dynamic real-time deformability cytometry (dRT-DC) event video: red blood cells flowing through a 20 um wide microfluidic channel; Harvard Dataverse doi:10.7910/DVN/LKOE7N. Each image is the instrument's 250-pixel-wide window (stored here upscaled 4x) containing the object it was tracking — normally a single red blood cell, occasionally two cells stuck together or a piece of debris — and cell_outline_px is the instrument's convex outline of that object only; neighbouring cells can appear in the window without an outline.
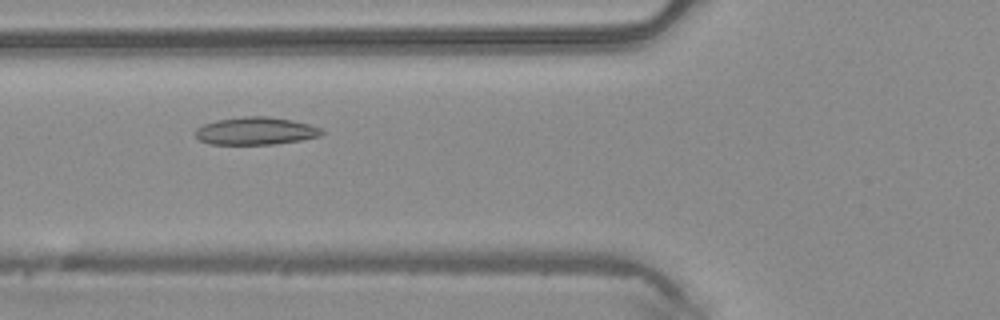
{"species": "common noctule bat (a hibernating species)", "species_latin": "Nyctalus noctula", "temperature_condition": "warm", "stored_images_in_passage": 8, "camera_frame_rate_fps": 3000, "um_per_image_px": 0.085, "animal": {"sex": "male", "body_mass_g": 20.4}, "frame": {"image": 1, "passage_image": 6, "time_ms": 1.667, "image_size_px": [1000, 320], "cell_outline_px": [[324, 132], [320, 136], [300, 140], [276, 144], [208, 144], [200, 140], [196, 136], [196, 128], [204, 124], [216, 120], [244, 116], [268, 116], [292, 120], [324, 128]], "centroid_in_image_um": [21.76, 11.13], "position_along_channel_um": 104.0, "area_um2": 20.4}}
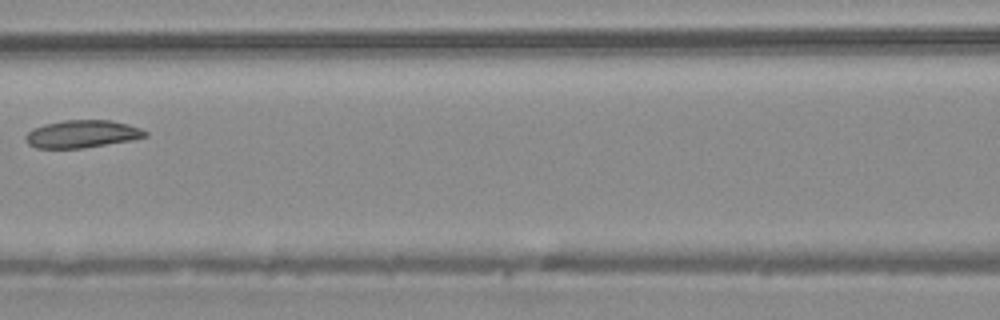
{"frame": {"image": 2, "passage_image": 7, "time_ms": 2.0, "image_size_px": [1000, 320], "cell_outline_px": [[148, 136], [132, 140], [84, 148], [36, 148], [28, 144], [24, 140], [24, 136], [28, 132], [44, 124], [64, 120], [112, 120], [128, 124], [140, 128], [148, 132]], "centroid_in_image_um": [6.99, 11.39], "position_along_channel_um": 159.6, "area_um2": 19.31}}
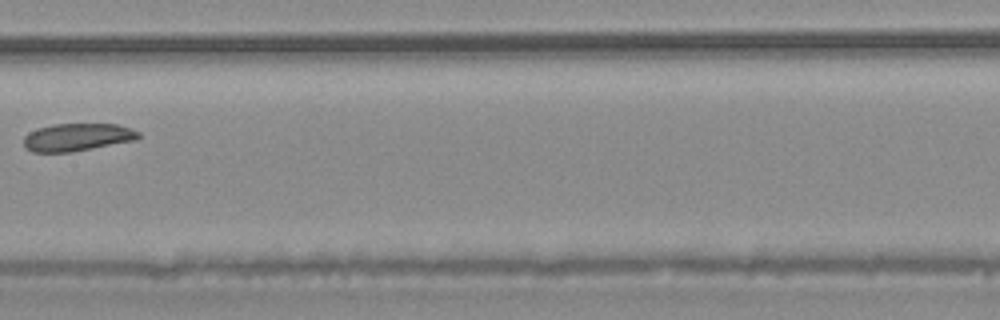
{"frame": {"image": 3, "passage_image": 8, "time_ms": 2.333, "image_size_px": [1000, 320], "cell_outline_px": [[140, 136], [136, 140], [72, 152], [32, 152], [24, 148], [24, 136], [28, 132], [36, 128], [52, 124], [116, 124], [140, 132]], "centroid_in_image_um": [6.52, 11.66], "position_along_channel_um": 200.9, "area_um2": 18.61}}